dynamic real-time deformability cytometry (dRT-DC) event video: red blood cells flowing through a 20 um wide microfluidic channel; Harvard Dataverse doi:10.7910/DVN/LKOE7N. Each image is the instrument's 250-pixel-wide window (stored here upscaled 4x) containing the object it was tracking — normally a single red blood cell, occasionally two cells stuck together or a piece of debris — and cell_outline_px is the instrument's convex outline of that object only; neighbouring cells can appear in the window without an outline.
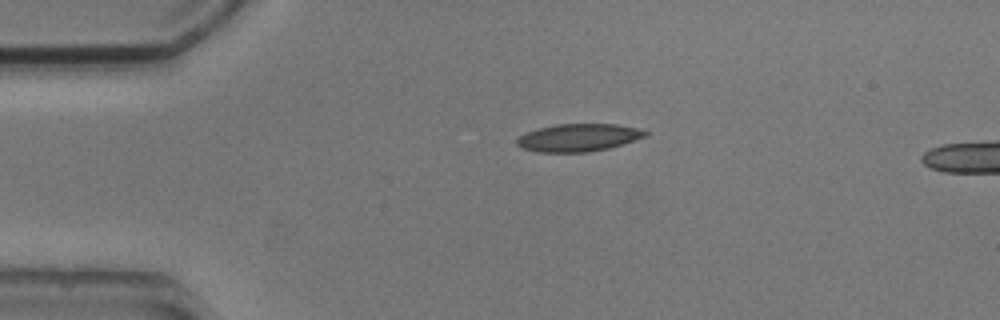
{"species": "common noctule bat (a hibernating species)", "species_latin": "Nyctalus noctula", "temperature_condition": "cold", "stored_images_in_passage": 2, "camera_frame_rate_fps": 3000, "um_per_image_px": 0.085, "animal": {"sex": "male", "body_mass_g": 20.5, "forearm_length_mm": 52.5}, "frame": {"image": 1, "passage_image": 1, "time_ms": 0.0, "image_size_px": [1000, 320], "cell_outline_px": [[648, 132], [644, 136], [608, 148], [588, 152], [536, 152], [524, 148], [516, 144], [516, 140], [520, 136], [528, 132], [540, 128], [556, 124], [616, 124], [636, 128]], "centroid_in_image_um": [49.12, 11.7], "position_along_channel_um": 35.9, "area_um2": 20.23}}